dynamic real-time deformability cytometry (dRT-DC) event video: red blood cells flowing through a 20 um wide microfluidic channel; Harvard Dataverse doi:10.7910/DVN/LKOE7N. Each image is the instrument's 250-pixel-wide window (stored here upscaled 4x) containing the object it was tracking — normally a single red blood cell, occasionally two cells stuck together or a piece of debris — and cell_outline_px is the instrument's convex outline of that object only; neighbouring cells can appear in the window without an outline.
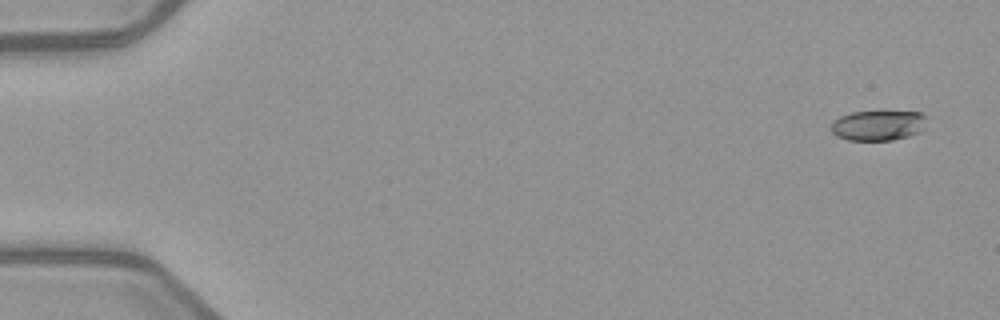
{"species": "common noctule bat (a hibernating species)", "species_latin": "Nyctalus noctula", "temperature_condition": "warm", "stored_images_in_passage": 6, "camera_frame_rate_fps": 3000, "um_per_image_px": 0.085, "animal": {"sex": "female", "body_mass_g": 21.9}, "frame": {"image": 1, "passage_image": 1, "time_ms": 0.0, "image_size_px": [1000, 320], "cell_outline_px": [[924, 128], [920, 132], [908, 136], [892, 140], [848, 140], [836, 136], [832, 132], [832, 120], [840, 116], [852, 112], [920, 112], [924, 116]], "centroid_in_image_um": [74.6, 10.67], "position_along_channel_um": 10.4, "area_um2": 16.65}}
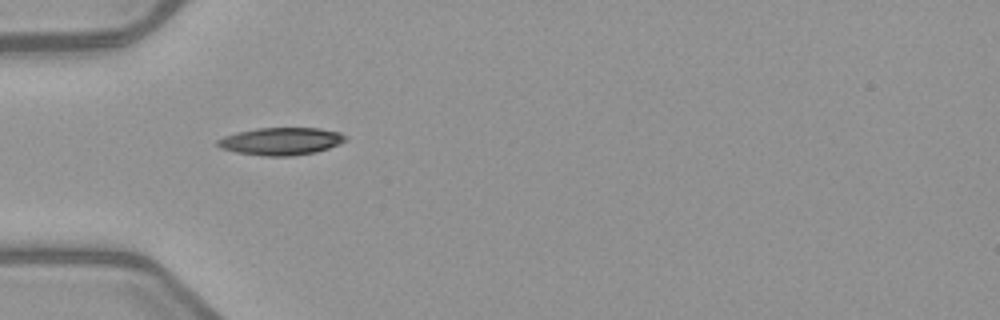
{"frame": {"image": 2, "passage_image": 5, "time_ms": 5.0, "image_size_px": [1000, 320], "cell_outline_px": [[348, 140], [340, 144], [316, 152], [292, 156], [264, 156], [236, 152], [220, 148], [216, 144], [216, 140], [224, 136], [236, 132], [256, 128], [320, 128], [340, 132], [348, 136]], "centroid_in_image_um": [23.9, 12.0], "position_along_channel_um": 61.1, "area_um2": 20.75}}
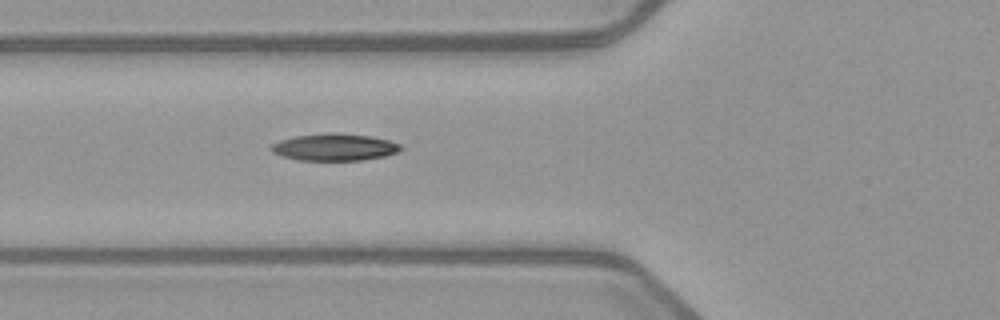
{"frame": {"image": 3, "passage_image": 6, "time_ms": 6.0, "image_size_px": [1000, 320], "cell_outline_px": [[404, 148], [396, 152], [384, 156], [364, 160], [296, 160], [272, 152], [268, 148], [272, 144], [280, 140], [296, 136], [336, 132], [368, 136], [388, 140], [400, 144]], "centroid_in_image_um": [28.42, 12.51], "position_along_channel_um": 97.4, "area_um2": 20.29}}